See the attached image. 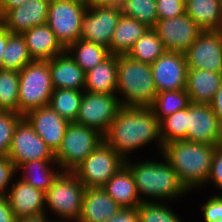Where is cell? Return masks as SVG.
Segmentation results:
<instances>
[{
  "mask_svg": "<svg viewBox=\"0 0 222 222\" xmlns=\"http://www.w3.org/2000/svg\"><path fill=\"white\" fill-rule=\"evenodd\" d=\"M118 7L123 16L132 17L149 28L158 21L156 0H120Z\"/></svg>",
  "mask_w": 222,
  "mask_h": 222,
  "instance_id": "cell-34",
  "label": "cell"
},
{
  "mask_svg": "<svg viewBox=\"0 0 222 222\" xmlns=\"http://www.w3.org/2000/svg\"><path fill=\"white\" fill-rule=\"evenodd\" d=\"M184 54L188 69L222 73V30L202 31Z\"/></svg>",
  "mask_w": 222,
  "mask_h": 222,
  "instance_id": "cell-12",
  "label": "cell"
},
{
  "mask_svg": "<svg viewBox=\"0 0 222 222\" xmlns=\"http://www.w3.org/2000/svg\"><path fill=\"white\" fill-rule=\"evenodd\" d=\"M186 14L203 30H222L221 0H186Z\"/></svg>",
  "mask_w": 222,
  "mask_h": 222,
  "instance_id": "cell-27",
  "label": "cell"
},
{
  "mask_svg": "<svg viewBox=\"0 0 222 222\" xmlns=\"http://www.w3.org/2000/svg\"><path fill=\"white\" fill-rule=\"evenodd\" d=\"M210 106L214 113L219 118L220 122L222 123V83L220 88L217 90L216 94L214 95Z\"/></svg>",
  "mask_w": 222,
  "mask_h": 222,
  "instance_id": "cell-45",
  "label": "cell"
},
{
  "mask_svg": "<svg viewBox=\"0 0 222 222\" xmlns=\"http://www.w3.org/2000/svg\"><path fill=\"white\" fill-rule=\"evenodd\" d=\"M11 34L12 33L3 24L0 25V69H2L3 54Z\"/></svg>",
  "mask_w": 222,
  "mask_h": 222,
  "instance_id": "cell-46",
  "label": "cell"
},
{
  "mask_svg": "<svg viewBox=\"0 0 222 222\" xmlns=\"http://www.w3.org/2000/svg\"><path fill=\"white\" fill-rule=\"evenodd\" d=\"M2 69L20 72L33 61L22 34H11L3 54Z\"/></svg>",
  "mask_w": 222,
  "mask_h": 222,
  "instance_id": "cell-33",
  "label": "cell"
},
{
  "mask_svg": "<svg viewBox=\"0 0 222 222\" xmlns=\"http://www.w3.org/2000/svg\"><path fill=\"white\" fill-rule=\"evenodd\" d=\"M65 50L85 73L95 68L111 55L107 47L82 38L70 44ZM70 52L74 53L70 54Z\"/></svg>",
  "mask_w": 222,
  "mask_h": 222,
  "instance_id": "cell-28",
  "label": "cell"
},
{
  "mask_svg": "<svg viewBox=\"0 0 222 222\" xmlns=\"http://www.w3.org/2000/svg\"><path fill=\"white\" fill-rule=\"evenodd\" d=\"M57 164L56 160H35L20 164L16 169H23L21 180L44 193L52 186L54 180L61 172L53 171L49 165ZM52 171H51V170Z\"/></svg>",
  "mask_w": 222,
  "mask_h": 222,
  "instance_id": "cell-29",
  "label": "cell"
},
{
  "mask_svg": "<svg viewBox=\"0 0 222 222\" xmlns=\"http://www.w3.org/2000/svg\"><path fill=\"white\" fill-rule=\"evenodd\" d=\"M157 140L162 151L159 120L150 107H121L104 141L124 160L127 153Z\"/></svg>",
  "mask_w": 222,
  "mask_h": 222,
  "instance_id": "cell-1",
  "label": "cell"
},
{
  "mask_svg": "<svg viewBox=\"0 0 222 222\" xmlns=\"http://www.w3.org/2000/svg\"><path fill=\"white\" fill-rule=\"evenodd\" d=\"M53 91L48 60H33L19 72L18 113L48 106Z\"/></svg>",
  "mask_w": 222,
  "mask_h": 222,
  "instance_id": "cell-5",
  "label": "cell"
},
{
  "mask_svg": "<svg viewBox=\"0 0 222 222\" xmlns=\"http://www.w3.org/2000/svg\"><path fill=\"white\" fill-rule=\"evenodd\" d=\"M2 24V14L0 12V25Z\"/></svg>",
  "mask_w": 222,
  "mask_h": 222,
  "instance_id": "cell-50",
  "label": "cell"
},
{
  "mask_svg": "<svg viewBox=\"0 0 222 222\" xmlns=\"http://www.w3.org/2000/svg\"><path fill=\"white\" fill-rule=\"evenodd\" d=\"M22 36L33 60H50L65 51L47 24L34 26Z\"/></svg>",
  "mask_w": 222,
  "mask_h": 222,
  "instance_id": "cell-22",
  "label": "cell"
},
{
  "mask_svg": "<svg viewBox=\"0 0 222 222\" xmlns=\"http://www.w3.org/2000/svg\"><path fill=\"white\" fill-rule=\"evenodd\" d=\"M163 145L178 140H187V108L176 111L159 122Z\"/></svg>",
  "mask_w": 222,
  "mask_h": 222,
  "instance_id": "cell-36",
  "label": "cell"
},
{
  "mask_svg": "<svg viewBox=\"0 0 222 222\" xmlns=\"http://www.w3.org/2000/svg\"><path fill=\"white\" fill-rule=\"evenodd\" d=\"M83 91L54 89L49 106L69 122H75L82 101Z\"/></svg>",
  "mask_w": 222,
  "mask_h": 222,
  "instance_id": "cell-32",
  "label": "cell"
},
{
  "mask_svg": "<svg viewBox=\"0 0 222 222\" xmlns=\"http://www.w3.org/2000/svg\"><path fill=\"white\" fill-rule=\"evenodd\" d=\"M192 104L186 89L164 91L156 94L153 104L150 106L159 122L176 111L189 108Z\"/></svg>",
  "mask_w": 222,
  "mask_h": 222,
  "instance_id": "cell-30",
  "label": "cell"
},
{
  "mask_svg": "<svg viewBox=\"0 0 222 222\" xmlns=\"http://www.w3.org/2000/svg\"><path fill=\"white\" fill-rule=\"evenodd\" d=\"M139 222H182L168 207L151 201L138 206Z\"/></svg>",
  "mask_w": 222,
  "mask_h": 222,
  "instance_id": "cell-37",
  "label": "cell"
},
{
  "mask_svg": "<svg viewBox=\"0 0 222 222\" xmlns=\"http://www.w3.org/2000/svg\"><path fill=\"white\" fill-rule=\"evenodd\" d=\"M29 0H0V12L3 15L7 10L23 5Z\"/></svg>",
  "mask_w": 222,
  "mask_h": 222,
  "instance_id": "cell-47",
  "label": "cell"
},
{
  "mask_svg": "<svg viewBox=\"0 0 222 222\" xmlns=\"http://www.w3.org/2000/svg\"><path fill=\"white\" fill-rule=\"evenodd\" d=\"M120 16L118 6H88L84 12L80 38L109 48Z\"/></svg>",
  "mask_w": 222,
  "mask_h": 222,
  "instance_id": "cell-13",
  "label": "cell"
},
{
  "mask_svg": "<svg viewBox=\"0 0 222 222\" xmlns=\"http://www.w3.org/2000/svg\"><path fill=\"white\" fill-rule=\"evenodd\" d=\"M17 168L35 160H55V154L23 117L15 127L12 144L7 155Z\"/></svg>",
  "mask_w": 222,
  "mask_h": 222,
  "instance_id": "cell-11",
  "label": "cell"
},
{
  "mask_svg": "<svg viewBox=\"0 0 222 222\" xmlns=\"http://www.w3.org/2000/svg\"><path fill=\"white\" fill-rule=\"evenodd\" d=\"M120 0H87V6H118Z\"/></svg>",
  "mask_w": 222,
  "mask_h": 222,
  "instance_id": "cell-48",
  "label": "cell"
},
{
  "mask_svg": "<svg viewBox=\"0 0 222 222\" xmlns=\"http://www.w3.org/2000/svg\"><path fill=\"white\" fill-rule=\"evenodd\" d=\"M151 70L157 93L186 89L188 66L183 52L165 51Z\"/></svg>",
  "mask_w": 222,
  "mask_h": 222,
  "instance_id": "cell-14",
  "label": "cell"
},
{
  "mask_svg": "<svg viewBox=\"0 0 222 222\" xmlns=\"http://www.w3.org/2000/svg\"><path fill=\"white\" fill-rule=\"evenodd\" d=\"M164 161L165 163L146 161L133 165L129 160H125V165L133 174L139 195L143 194L155 199L164 198L166 200L180 197L185 192H188L181 183L175 169L166 160Z\"/></svg>",
  "mask_w": 222,
  "mask_h": 222,
  "instance_id": "cell-4",
  "label": "cell"
},
{
  "mask_svg": "<svg viewBox=\"0 0 222 222\" xmlns=\"http://www.w3.org/2000/svg\"><path fill=\"white\" fill-rule=\"evenodd\" d=\"M149 29L136 19L121 14L113 32L109 52L114 55H127L134 43Z\"/></svg>",
  "mask_w": 222,
  "mask_h": 222,
  "instance_id": "cell-26",
  "label": "cell"
},
{
  "mask_svg": "<svg viewBox=\"0 0 222 222\" xmlns=\"http://www.w3.org/2000/svg\"><path fill=\"white\" fill-rule=\"evenodd\" d=\"M19 72L0 69V110L18 113Z\"/></svg>",
  "mask_w": 222,
  "mask_h": 222,
  "instance_id": "cell-35",
  "label": "cell"
},
{
  "mask_svg": "<svg viewBox=\"0 0 222 222\" xmlns=\"http://www.w3.org/2000/svg\"><path fill=\"white\" fill-rule=\"evenodd\" d=\"M215 149L206 143L178 140L163 145L162 154L189 191L208 182Z\"/></svg>",
  "mask_w": 222,
  "mask_h": 222,
  "instance_id": "cell-2",
  "label": "cell"
},
{
  "mask_svg": "<svg viewBox=\"0 0 222 222\" xmlns=\"http://www.w3.org/2000/svg\"><path fill=\"white\" fill-rule=\"evenodd\" d=\"M164 44L153 28H149L128 52V56L136 61L152 64L165 52Z\"/></svg>",
  "mask_w": 222,
  "mask_h": 222,
  "instance_id": "cell-31",
  "label": "cell"
},
{
  "mask_svg": "<svg viewBox=\"0 0 222 222\" xmlns=\"http://www.w3.org/2000/svg\"><path fill=\"white\" fill-rule=\"evenodd\" d=\"M201 207L204 212L205 222H216L222 218V196H212L210 199Z\"/></svg>",
  "mask_w": 222,
  "mask_h": 222,
  "instance_id": "cell-41",
  "label": "cell"
},
{
  "mask_svg": "<svg viewBox=\"0 0 222 222\" xmlns=\"http://www.w3.org/2000/svg\"><path fill=\"white\" fill-rule=\"evenodd\" d=\"M50 0H29L23 5L7 10L2 24L12 34H22L34 26L47 23Z\"/></svg>",
  "mask_w": 222,
  "mask_h": 222,
  "instance_id": "cell-18",
  "label": "cell"
},
{
  "mask_svg": "<svg viewBox=\"0 0 222 222\" xmlns=\"http://www.w3.org/2000/svg\"><path fill=\"white\" fill-rule=\"evenodd\" d=\"M124 165L125 160L104 141L72 172L86 188H100Z\"/></svg>",
  "mask_w": 222,
  "mask_h": 222,
  "instance_id": "cell-9",
  "label": "cell"
},
{
  "mask_svg": "<svg viewBox=\"0 0 222 222\" xmlns=\"http://www.w3.org/2000/svg\"><path fill=\"white\" fill-rule=\"evenodd\" d=\"M222 83V73L188 69L186 91L194 104H210Z\"/></svg>",
  "mask_w": 222,
  "mask_h": 222,
  "instance_id": "cell-24",
  "label": "cell"
},
{
  "mask_svg": "<svg viewBox=\"0 0 222 222\" xmlns=\"http://www.w3.org/2000/svg\"><path fill=\"white\" fill-rule=\"evenodd\" d=\"M121 207L100 188H86L83 196L81 215L77 222H106Z\"/></svg>",
  "mask_w": 222,
  "mask_h": 222,
  "instance_id": "cell-21",
  "label": "cell"
},
{
  "mask_svg": "<svg viewBox=\"0 0 222 222\" xmlns=\"http://www.w3.org/2000/svg\"><path fill=\"white\" fill-rule=\"evenodd\" d=\"M48 64L54 89L81 91L85 88V72L66 50L48 60Z\"/></svg>",
  "mask_w": 222,
  "mask_h": 222,
  "instance_id": "cell-20",
  "label": "cell"
},
{
  "mask_svg": "<svg viewBox=\"0 0 222 222\" xmlns=\"http://www.w3.org/2000/svg\"><path fill=\"white\" fill-rule=\"evenodd\" d=\"M117 97L115 94L109 95L84 91L75 122L92 128L105 136L119 109L122 107L120 99Z\"/></svg>",
  "mask_w": 222,
  "mask_h": 222,
  "instance_id": "cell-10",
  "label": "cell"
},
{
  "mask_svg": "<svg viewBox=\"0 0 222 222\" xmlns=\"http://www.w3.org/2000/svg\"><path fill=\"white\" fill-rule=\"evenodd\" d=\"M10 191V192H9ZM6 194L13 214L16 218L46 214L45 193L21 179L12 184Z\"/></svg>",
  "mask_w": 222,
  "mask_h": 222,
  "instance_id": "cell-19",
  "label": "cell"
},
{
  "mask_svg": "<svg viewBox=\"0 0 222 222\" xmlns=\"http://www.w3.org/2000/svg\"><path fill=\"white\" fill-rule=\"evenodd\" d=\"M15 172H17V169L14 162L8 156H0V197L7 194V186Z\"/></svg>",
  "mask_w": 222,
  "mask_h": 222,
  "instance_id": "cell-40",
  "label": "cell"
},
{
  "mask_svg": "<svg viewBox=\"0 0 222 222\" xmlns=\"http://www.w3.org/2000/svg\"><path fill=\"white\" fill-rule=\"evenodd\" d=\"M22 118L19 113L0 110V156L8 155L15 127Z\"/></svg>",
  "mask_w": 222,
  "mask_h": 222,
  "instance_id": "cell-38",
  "label": "cell"
},
{
  "mask_svg": "<svg viewBox=\"0 0 222 222\" xmlns=\"http://www.w3.org/2000/svg\"><path fill=\"white\" fill-rule=\"evenodd\" d=\"M23 117L55 154L62 144L65 131L70 122L61 117L49 105L33 109Z\"/></svg>",
  "mask_w": 222,
  "mask_h": 222,
  "instance_id": "cell-17",
  "label": "cell"
},
{
  "mask_svg": "<svg viewBox=\"0 0 222 222\" xmlns=\"http://www.w3.org/2000/svg\"><path fill=\"white\" fill-rule=\"evenodd\" d=\"M187 141L222 144V123L210 104H194L187 108Z\"/></svg>",
  "mask_w": 222,
  "mask_h": 222,
  "instance_id": "cell-15",
  "label": "cell"
},
{
  "mask_svg": "<svg viewBox=\"0 0 222 222\" xmlns=\"http://www.w3.org/2000/svg\"><path fill=\"white\" fill-rule=\"evenodd\" d=\"M158 19H169L186 13L185 0H156Z\"/></svg>",
  "mask_w": 222,
  "mask_h": 222,
  "instance_id": "cell-39",
  "label": "cell"
},
{
  "mask_svg": "<svg viewBox=\"0 0 222 222\" xmlns=\"http://www.w3.org/2000/svg\"><path fill=\"white\" fill-rule=\"evenodd\" d=\"M121 208H136L148 199H140L133 174L124 165L102 187Z\"/></svg>",
  "mask_w": 222,
  "mask_h": 222,
  "instance_id": "cell-23",
  "label": "cell"
},
{
  "mask_svg": "<svg viewBox=\"0 0 222 222\" xmlns=\"http://www.w3.org/2000/svg\"><path fill=\"white\" fill-rule=\"evenodd\" d=\"M153 29L166 51L185 52L203 31L186 13L169 19H158Z\"/></svg>",
  "mask_w": 222,
  "mask_h": 222,
  "instance_id": "cell-16",
  "label": "cell"
},
{
  "mask_svg": "<svg viewBox=\"0 0 222 222\" xmlns=\"http://www.w3.org/2000/svg\"><path fill=\"white\" fill-rule=\"evenodd\" d=\"M117 71L118 55L111 54L95 68L85 73L84 91L114 95L117 93Z\"/></svg>",
  "mask_w": 222,
  "mask_h": 222,
  "instance_id": "cell-25",
  "label": "cell"
},
{
  "mask_svg": "<svg viewBox=\"0 0 222 222\" xmlns=\"http://www.w3.org/2000/svg\"><path fill=\"white\" fill-rule=\"evenodd\" d=\"M86 187L73 172L61 171L52 186L45 192V205L65 221L77 222L81 215Z\"/></svg>",
  "mask_w": 222,
  "mask_h": 222,
  "instance_id": "cell-7",
  "label": "cell"
},
{
  "mask_svg": "<svg viewBox=\"0 0 222 222\" xmlns=\"http://www.w3.org/2000/svg\"><path fill=\"white\" fill-rule=\"evenodd\" d=\"M102 142L104 136L87 126L70 122L62 144L55 153V160L61 171L72 172Z\"/></svg>",
  "mask_w": 222,
  "mask_h": 222,
  "instance_id": "cell-6",
  "label": "cell"
},
{
  "mask_svg": "<svg viewBox=\"0 0 222 222\" xmlns=\"http://www.w3.org/2000/svg\"><path fill=\"white\" fill-rule=\"evenodd\" d=\"M16 222H50V221H48V219L46 218V214H41L38 216L18 218Z\"/></svg>",
  "mask_w": 222,
  "mask_h": 222,
  "instance_id": "cell-49",
  "label": "cell"
},
{
  "mask_svg": "<svg viewBox=\"0 0 222 222\" xmlns=\"http://www.w3.org/2000/svg\"><path fill=\"white\" fill-rule=\"evenodd\" d=\"M209 180L213 181L219 189H222V144L216 146L213 154Z\"/></svg>",
  "mask_w": 222,
  "mask_h": 222,
  "instance_id": "cell-42",
  "label": "cell"
},
{
  "mask_svg": "<svg viewBox=\"0 0 222 222\" xmlns=\"http://www.w3.org/2000/svg\"><path fill=\"white\" fill-rule=\"evenodd\" d=\"M17 218L13 214L7 196L0 197V222H16Z\"/></svg>",
  "mask_w": 222,
  "mask_h": 222,
  "instance_id": "cell-44",
  "label": "cell"
},
{
  "mask_svg": "<svg viewBox=\"0 0 222 222\" xmlns=\"http://www.w3.org/2000/svg\"><path fill=\"white\" fill-rule=\"evenodd\" d=\"M123 107H150L157 91L151 64L136 61L128 55H118L117 93Z\"/></svg>",
  "mask_w": 222,
  "mask_h": 222,
  "instance_id": "cell-3",
  "label": "cell"
},
{
  "mask_svg": "<svg viewBox=\"0 0 222 222\" xmlns=\"http://www.w3.org/2000/svg\"><path fill=\"white\" fill-rule=\"evenodd\" d=\"M106 222H139L138 207L121 208Z\"/></svg>",
  "mask_w": 222,
  "mask_h": 222,
  "instance_id": "cell-43",
  "label": "cell"
},
{
  "mask_svg": "<svg viewBox=\"0 0 222 222\" xmlns=\"http://www.w3.org/2000/svg\"><path fill=\"white\" fill-rule=\"evenodd\" d=\"M87 7L81 0H50L46 24L65 49L80 39Z\"/></svg>",
  "mask_w": 222,
  "mask_h": 222,
  "instance_id": "cell-8",
  "label": "cell"
}]
</instances>
